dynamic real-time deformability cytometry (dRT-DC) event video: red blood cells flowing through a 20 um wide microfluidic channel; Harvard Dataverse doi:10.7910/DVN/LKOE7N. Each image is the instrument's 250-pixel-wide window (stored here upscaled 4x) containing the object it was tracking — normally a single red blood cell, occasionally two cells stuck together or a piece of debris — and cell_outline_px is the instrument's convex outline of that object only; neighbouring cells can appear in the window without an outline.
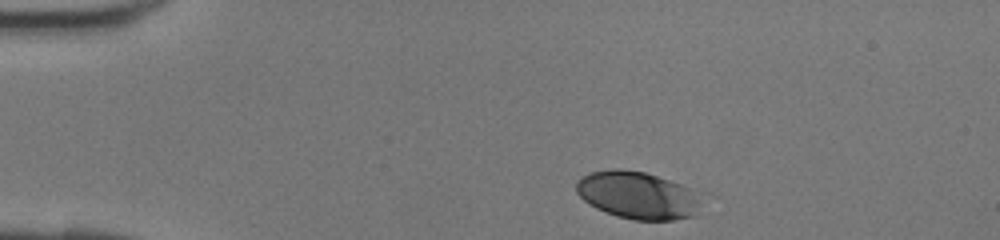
{"species": "human", "species_latin": "Homo sapiens", "temperature_condition": "room temperature", "stored_images_in_passage": 30, "camera_frame_rate_fps": 3000, "um_per_image_px": 0.085, "donor": {"sex": "female"}, "frame": {"image": 1, "passage_image": 1, "time_ms": 0.0, "image_size_px": [1000, 240], "cell_outline_px": [[712, 196], [696, 216], [672, 220], [632, 220], [616, 216], [596, 208], [588, 204], [576, 192], [576, 184], [580, 176], [592, 172], [612, 168], [620, 168], [644, 172], [708, 192]], "centroid_in_image_um": [54.41, 16.6], "position_along_channel_um": 30.6, "area_um2": 36.3}}
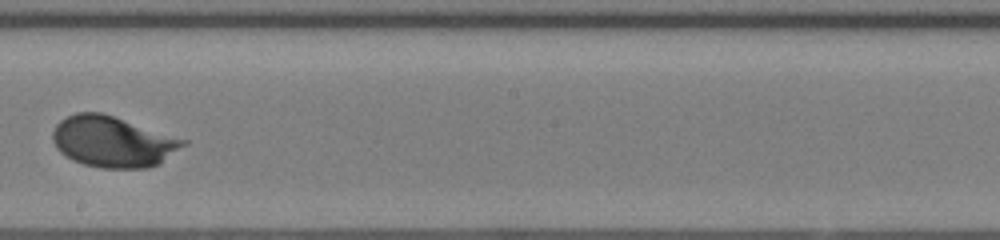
{"frame": {"image": 2, "passage_image": 18, "time_ms": 5.667, "image_size_px": [1000, 240], "cell_outline_px": [[188, 144], [160, 164], [148, 168], [100, 168], [84, 164], [72, 160], [60, 152], [56, 148], [52, 140], [52, 132], [56, 124], [60, 120], [76, 112], [100, 112], [188, 140]], "centroid_in_image_um": [9.6, 12.05], "position_along_channel_um": 238.6, "area_um2": 38.9}}
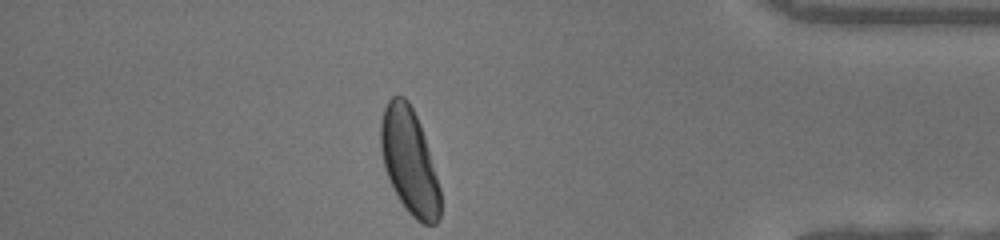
{"frame": {"image": 3, "passage_image": 30, "time_ms": 9.667, "image_size_px": [1000, 240], "cell_outline_px": [[440, 216], [436, 224], [424, 224], [416, 220], [408, 212], [392, 188], [384, 168], [380, 148], [380, 120], [384, 108], [388, 100], [392, 96], [404, 96], [408, 100], [420, 124], [424, 136], [440, 188]], "centroid_in_image_um": [34.77, 13.7], "position_along_channel_um": 400.4, "area_um2": 36.59}}